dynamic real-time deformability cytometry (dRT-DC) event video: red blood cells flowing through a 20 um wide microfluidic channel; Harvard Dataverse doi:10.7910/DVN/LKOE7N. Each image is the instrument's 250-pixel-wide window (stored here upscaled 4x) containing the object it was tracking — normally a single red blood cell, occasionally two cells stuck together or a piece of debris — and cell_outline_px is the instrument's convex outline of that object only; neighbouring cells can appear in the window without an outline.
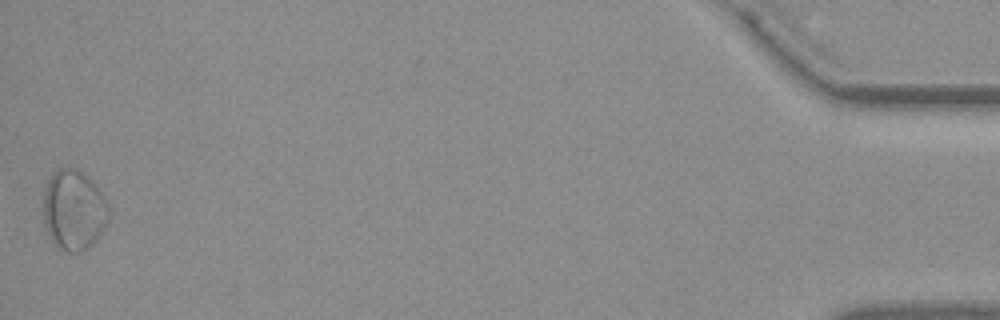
{"species": "common noctule bat (a hibernating species)", "species_latin": "Nyctalus noctula", "temperature_condition": "warm", "stored_images_in_passage": 46, "camera_frame_rate_fps": 3000, "um_per_image_px": 0.085, "animal": {"sex": "female", "body_mass_g": 19.3, "forearm_length_mm": 54.1}, "frame": {"image": 1, "passage_image": 46, "time_ms": 15.0, "image_size_px": [1000, 320], "cell_outline_px": [[108, 220], [92, 244], [88, 248], [80, 252], [68, 252], [60, 248], [52, 240], [44, 224], [44, 188], [52, 172], [60, 168], [76, 168], [88, 176], [92, 180], [108, 200]], "centroid_in_image_um": [6.27, 17.82], "position_along_channel_um": 428.9, "area_um2": 30.52}, "authors_computed_cell_mechanics": {"area_um2": 21.0681, "velocity_mm_per_s": 3.6948, "shape_relaxation_time_tau1_ms": null, "shape_relaxation_time_tau2_ms": 2.3916, "deformation_change_tau1": null, "deformation_change_tau2": 0.0965}}